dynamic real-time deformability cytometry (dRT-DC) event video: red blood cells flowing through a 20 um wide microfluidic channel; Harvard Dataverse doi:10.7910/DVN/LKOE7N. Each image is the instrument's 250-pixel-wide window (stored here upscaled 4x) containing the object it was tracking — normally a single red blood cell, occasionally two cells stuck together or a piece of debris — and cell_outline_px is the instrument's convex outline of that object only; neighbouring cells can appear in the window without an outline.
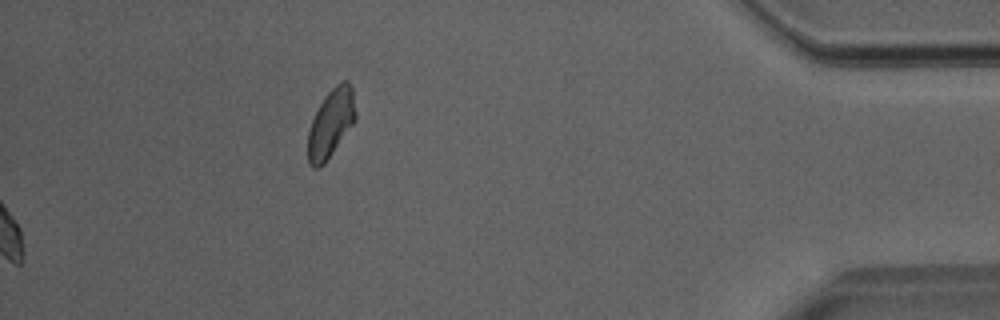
{"species": "Egyptian fruit bat (a non-hibernating species)", "species_latin": "Rousettus aegyptiacus", "temperature_condition": "room temperature", "stored_images_in_passage": 51, "camera_frame_rate_fps": 3000, "um_per_image_px": 0.085, "animal": {"sex": "male"}, "frame": {"image": 1, "passage_image": 51, "time_ms": 16.667, "image_size_px": [1000, 320], "cell_outline_px": [[356, 120], [324, 164], [320, 168], [312, 168], [308, 160], [308, 132], [312, 120], [324, 96], [340, 80], [348, 80], [352, 88], [356, 112]], "centroid_in_image_um": [28.13, 10.46], "position_along_channel_um": 407.1, "area_um2": 18.96}}